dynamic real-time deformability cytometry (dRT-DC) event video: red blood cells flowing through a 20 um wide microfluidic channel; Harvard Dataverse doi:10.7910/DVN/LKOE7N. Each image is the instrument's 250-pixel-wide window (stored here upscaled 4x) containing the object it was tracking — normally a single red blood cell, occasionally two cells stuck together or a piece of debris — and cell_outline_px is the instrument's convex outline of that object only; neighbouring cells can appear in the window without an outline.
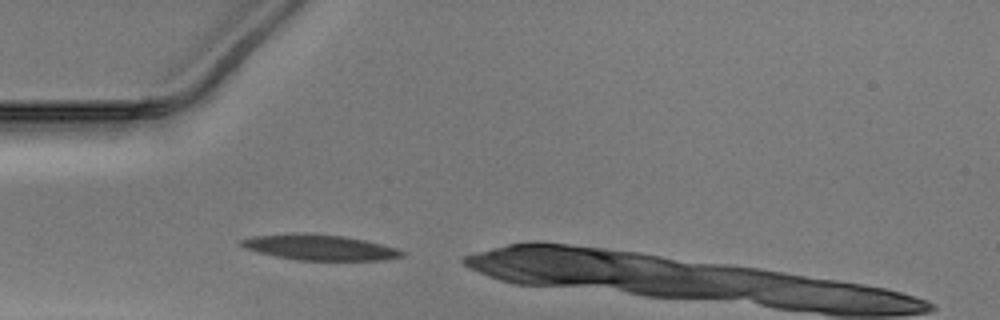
{"species": "Egyptian fruit bat (a non-hibernating species)", "species_latin": "Rousettus aegyptiacus", "temperature_condition": "warm", "stored_images_in_passage": 27, "camera_frame_rate_fps": 3000, "um_per_image_px": 0.085, "animal": {"sex": "male"}, "frame": {"image": 1, "passage_image": 1, "time_ms": 0.0, "image_size_px": [1000, 320], "cell_outline_px": [[404, 256], [388, 260], [296, 260], [276, 256], [244, 248], [240, 244], [240, 240], [252, 236], [292, 232], [308, 232], [344, 236], [364, 240], [396, 248], [404, 252]], "centroid_in_image_um": [27.15, 21.01], "position_along_channel_um": 57.9, "area_um2": 24.1}}
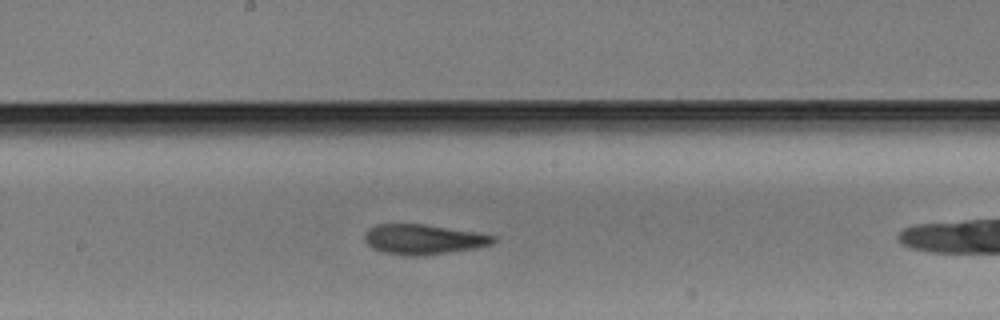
{"frame": {"image": 2, "passage_image": 13, "time_ms": 4.0, "image_size_px": [1000, 320], "cell_outline_px": [[496, 240], [492, 244], [476, 248], [424, 256], [404, 256], [380, 252], [372, 248], [364, 240], [364, 232], [368, 228], [376, 224], [424, 224], [480, 232], [496, 236]], "centroid_in_image_um": [35.97, 20.35], "position_along_channel_um": 212.2, "area_um2": 23.0}}
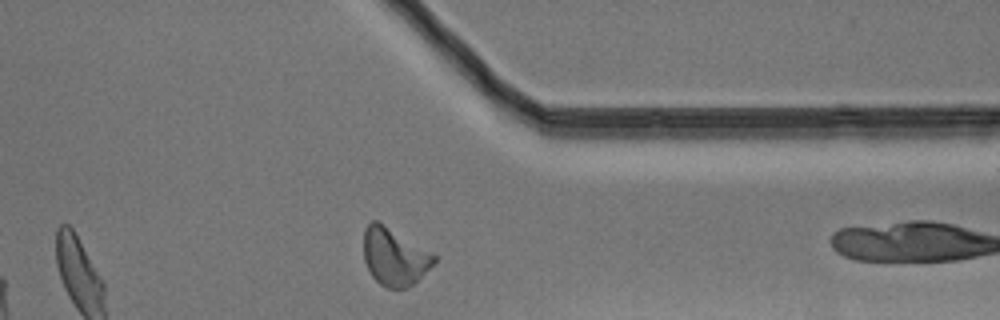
{"frame": {"image": 3, "passage_image": 26, "time_ms": 8.333, "image_size_px": [1000, 320], "cell_outline_px": [[436, 260], [412, 284], [404, 288], [388, 288], [380, 284], [372, 276], [364, 260], [364, 228], [372, 220], [380, 220], [436, 256]], "centroid_in_image_um": [33.48, 21.78], "position_along_channel_um": 377.9, "area_um2": 23.24}}